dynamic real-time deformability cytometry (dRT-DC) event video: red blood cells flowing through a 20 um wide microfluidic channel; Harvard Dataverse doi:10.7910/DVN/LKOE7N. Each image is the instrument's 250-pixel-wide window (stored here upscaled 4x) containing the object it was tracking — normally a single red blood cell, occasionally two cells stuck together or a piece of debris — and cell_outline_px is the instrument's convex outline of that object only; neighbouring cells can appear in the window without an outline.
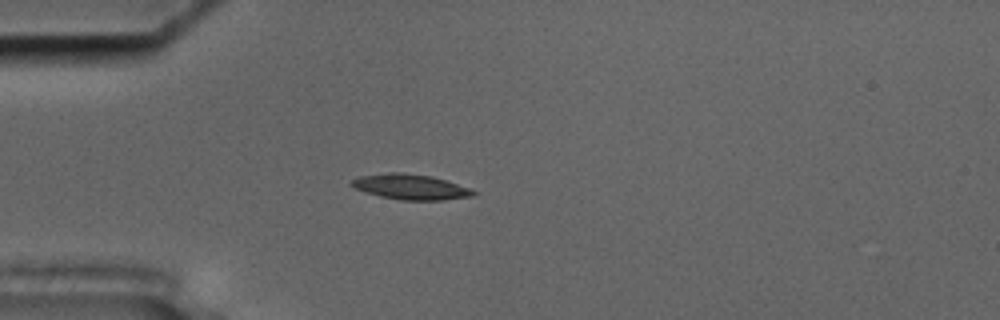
{"species": "common noctule bat (a hibernating species)", "species_latin": "Nyctalus noctula", "temperature_condition": "cold", "stored_images_in_passage": 55, "camera_frame_rate_fps": 3000, "um_per_image_px": 0.085, "animal": {"sex": "male", "body_mass_g": 17.5, "forearm_length_mm": 52.3}, "frame": {"image": 1, "passage_image": 15, "time_ms": 4.667, "image_size_px": [1000, 320], "cell_outline_px": [[476, 196], [444, 200], [400, 200], [380, 196], [364, 192], [348, 184], [352, 180], [360, 176], [392, 172], [400, 172], [432, 176], [468, 188], [476, 192]], "centroid_in_image_um": [34.88, 15.89], "position_along_channel_um": 50.1, "area_um2": 17.86}}
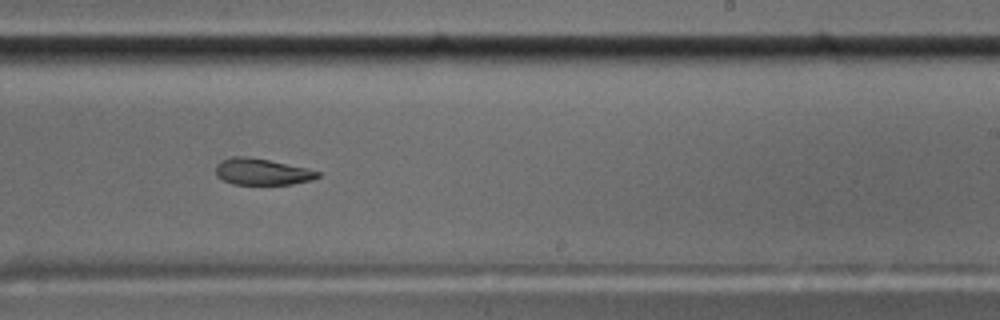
{"frame": {"image": 2, "passage_image": 34, "time_ms": 11.0, "image_size_px": [1000, 320], "cell_outline_px": [[320, 176], [312, 180], [292, 184], [232, 184], [216, 176], [216, 164], [220, 160], [232, 156], [248, 156], [268, 160], [304, 168], [320, 172]], "centroid_in_image_um": [22.22, 14.59], "position_along_channel_um": 266.8, "area_um2": 15.61}}
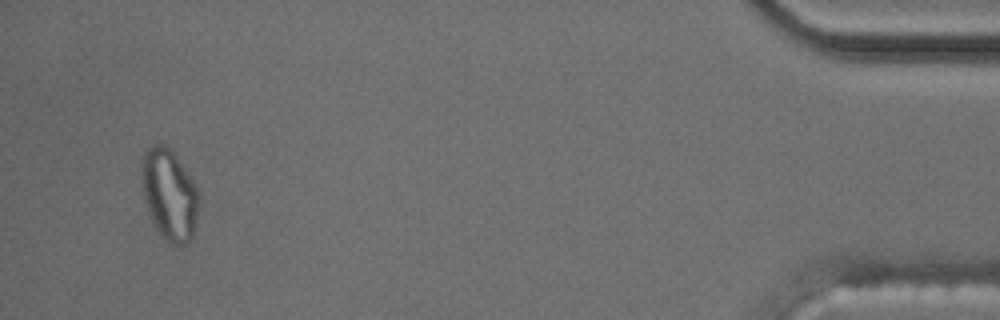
{"frame": {"image": 3, "passage_image": 53, "time_ms": 17.333, "image_size_px": [1000, 320], "cell_outline_px": [[196, 216], [192, 236], [188, 240], [180, 244], [172, 244], [160, 232], [152, 220], [144, 200], [140, 164], [144, 152], [152, 144], [164, 144], [176, 156], [192, 180], [196, 188]], "centroid_in_image_um": [14.33, 16.47], "position_along_channel_um": 420.9, "area_um2": 29.25}, "authors_computed_cell_mechanics": {"area_um2": 16.7042, "velocity_mm_per_s": 3.6219, "shape_relaxation_time_tau1_ms": null, "shape_relaxation_time_tau2_ms": 3.8294, "deformation_change_tau1": null, "deformation_change_tau2": 0.0952}}